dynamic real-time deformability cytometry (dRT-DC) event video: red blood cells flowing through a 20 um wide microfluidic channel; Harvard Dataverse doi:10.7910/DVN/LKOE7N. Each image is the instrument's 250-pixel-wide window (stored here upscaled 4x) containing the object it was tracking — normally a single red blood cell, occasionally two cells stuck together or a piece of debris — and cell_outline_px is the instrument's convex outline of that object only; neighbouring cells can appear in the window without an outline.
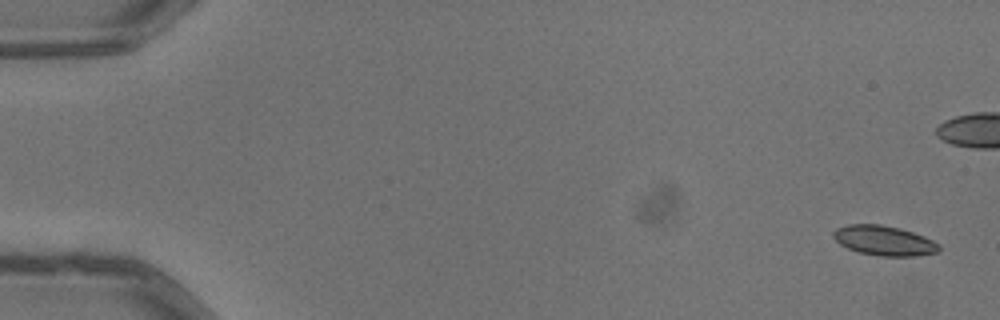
{"species": "common noctule bat (a hibernating species)", "species_latin": "Nyctalus noctula", "temperature_condition": "warm", "stored_images_in_passage": 5, "camera_frame_rate_fps": 3000, "um_per_image_px": 0.085, "animal": {"sex": "male", "body_mass_g": 13.3}, "frame": {"image": 1, "passage_image": 1, "time_ms": 0.0, "image_size_px": [1000, 320], "cell_outline_px": [[940, 252], [916, 256], [880, 256], [860, 252], [848, 248], [840, 244], [832, 236], [832, 232], [836, 228], [848, 224], [880, 224], [900, 228], [924, 236], [940, 244]], "centroid_in_image_um": [75.16, 20.45], "position_along_channel_um": 9.8, "area_um2": 18.44}}